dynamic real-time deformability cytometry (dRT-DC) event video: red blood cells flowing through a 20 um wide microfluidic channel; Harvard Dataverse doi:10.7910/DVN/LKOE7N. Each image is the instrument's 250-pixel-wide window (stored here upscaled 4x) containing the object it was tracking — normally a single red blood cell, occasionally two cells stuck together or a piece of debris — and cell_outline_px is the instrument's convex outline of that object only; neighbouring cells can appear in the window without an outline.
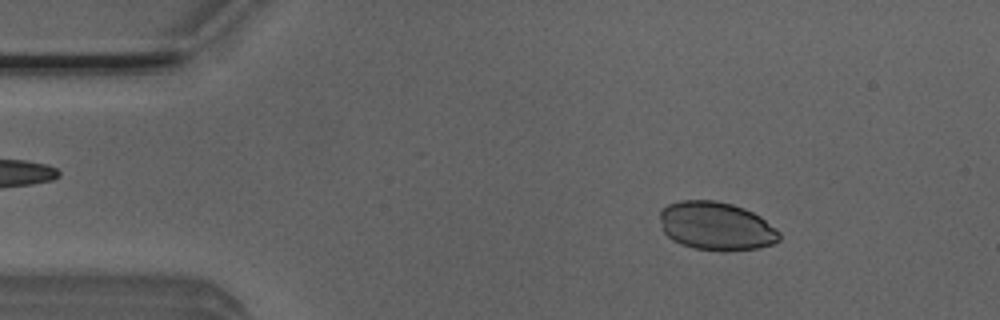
{"species": "Egyptian fruit bat (a non-hibernating species)", "species_latin": "Rousettus aegyptiacus", "temperature_condition": "room temperature", "stored_images_in_passage": 52, "camera_frame_rate_fps": 3000, "um_per_image_px": 0.085, "animal": {"sex": "male"}, "frame": {"image": 1, "passage_image": 7, "time_ms": 2.0, "image_size_px": [1000, 320], "cell_outline_px": [[780, 240], [772, 244], [756, 248], [724, 252], [696, 248], [680, 244], [672, 240], [664, 232], [660, 216], [660, 212], [668, 204], [680, 200], [716, 200], [732, 204], [744, 208], [760, 216], [776, 228], [780, 232]], "centroid_in_image_um": [60.89, 19.22], "position_along_channel_um": 24.1, "area_um2": 33.76}}
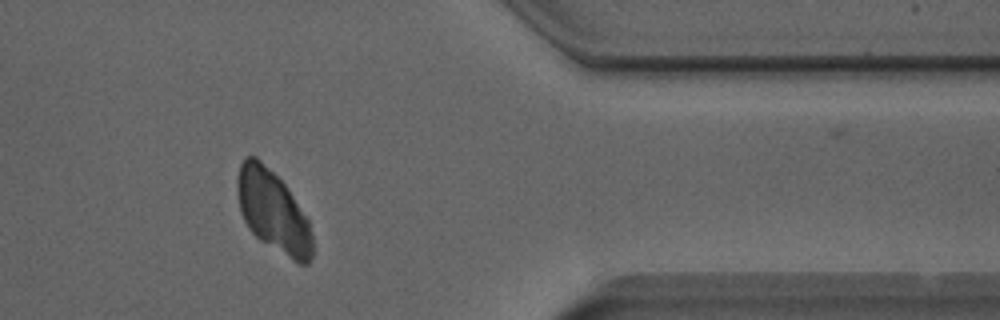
{"frame": {"image": 2, "passage_image": 42, "time_ms": 13.667, "image_size_px": [1000, 320], "cell_outline_px": [[312, 256], [308, 264], [300, 264], [292, 260], [260, 240], [248, 228], [240, 212], [236, 188], [236, 180], [240, 164], [248, 156], [256, 156], [284, 184], [308, 220], [312, 236]], "centroid_in_image_um": [23.18, 17.98], "position_along_channel_um": 388.2, "area_um2": 35.26}}
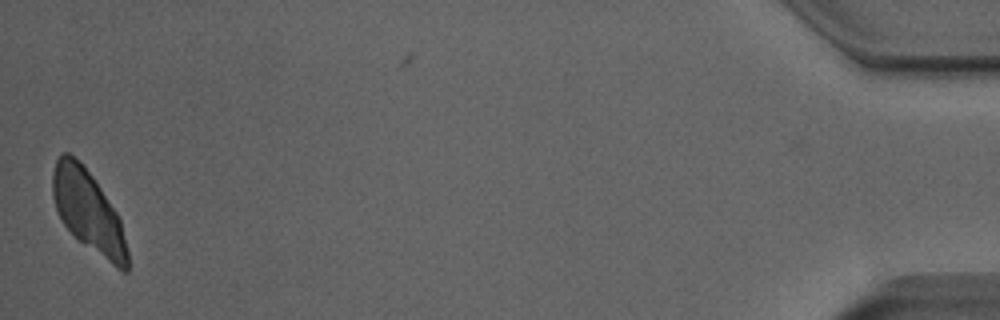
{"frame": {"image": 3, "passage_image": 51, "time_ms": 16.667, "image_size_px": [1000, 320], "cell_outline_px": [[128, 272], [120, 272], [80, 240], [60, 220], [52, 196], [52, 172], [56, 160], [60, 152], [68, 152], [92, 176], [116, 212], [120, 220], [128, 252]], "centroid_in_image_um": [7.49, 17.98], "position_along_channel_um": 427.7, "area_um2": 34.91}}